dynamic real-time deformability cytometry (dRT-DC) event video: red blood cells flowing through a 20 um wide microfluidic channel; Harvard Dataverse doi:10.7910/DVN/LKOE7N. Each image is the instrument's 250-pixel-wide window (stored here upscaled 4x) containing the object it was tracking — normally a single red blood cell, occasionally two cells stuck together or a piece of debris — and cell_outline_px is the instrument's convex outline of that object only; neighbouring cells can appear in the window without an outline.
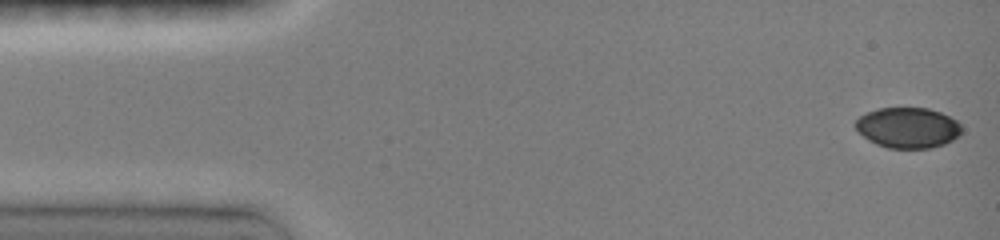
{"species": "common noctule bat (a hibernating species)", "species_latin": "Nyctalus noctula", "temperature_condition": "room temperature", "stored_images_in_passage": 62, "segment_of_instrument_passage": [1, 2], "camera_frame_rate_fps": 3000, "um_per_image_px": 0.085, "animal": {"sex": "female", "body_mass_g": 19.0, "forearm_length_mm": 51.5}, "frame": {"image": 1, "passage_image": 1, "time_ms": 0.0, "image_size_px": [1000, 240], "cell_outline_px": [[960, 136], [944, 144], [932, 148], [888, 148], [876, 144], [868, 140], [856, 128], [856, 120], [860, 116], [868, 112], [880, 108], [928, 108], [940, 112], [956, 120], [960, 124]], "centroid_in_image_um": [77.18, 10.86], "position_along_channel_um": 7.8, "area_um2": 24.91}}
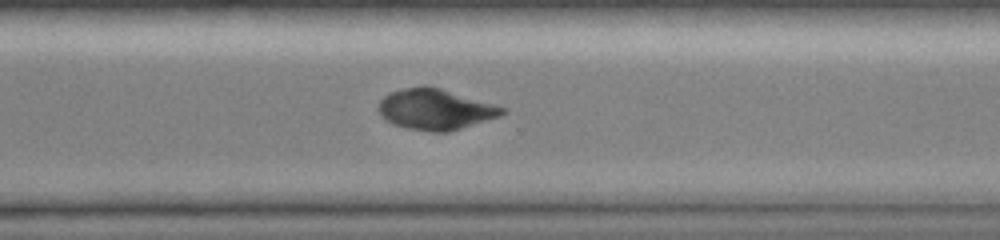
{"frame": {"image": 2, "passage_image": 42, "time_ms": 11.0, "image_size_px": [1000, 240], "cell_outline_px": [[508, 112], [500, 116], [448, 132], [428, 132], [408, 128], [392, 124], [384, 120], [380, 116], [376, 108], [380, 100], [384, 96], [392, 92], [404, 88], [424, 84], [440, 88], [508, 108]], "centroid_in_image_um": [36.98, 9.29], "position_along_channel_um": 333.6, "area_um2": 29.71}}
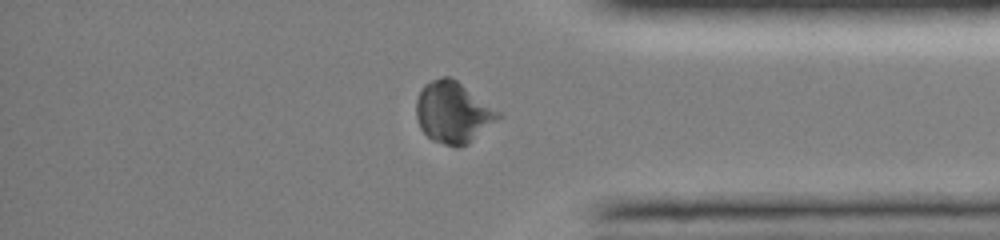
{"frame": {"image": 3, "passage_image": 49, "time_ms": 12.667, "image_size_px": [1000, 240], "cell_outline_px": [[504, 116], [468, 144], [456, 148], [432, 140], [420, 128], [416, 116], [416, 100], [420, 88], [424, 84], [440, 76], [452, 76], [500, 112]], "centroid_in_image_um": [38.51, 9.54], "position_along_channel_um": 396.7, "area_um2": 29.65}}